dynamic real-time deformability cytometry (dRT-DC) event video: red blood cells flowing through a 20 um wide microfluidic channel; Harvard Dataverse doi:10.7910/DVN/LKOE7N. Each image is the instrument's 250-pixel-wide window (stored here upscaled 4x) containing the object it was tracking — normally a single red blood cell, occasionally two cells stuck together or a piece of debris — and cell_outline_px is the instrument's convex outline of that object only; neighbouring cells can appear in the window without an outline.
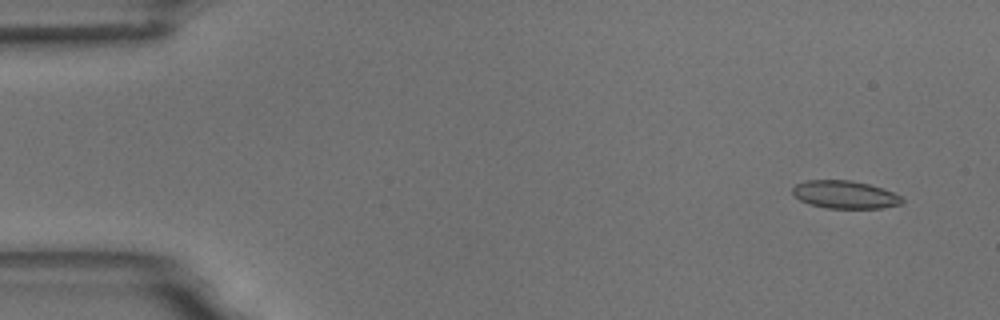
{"species": "common noctule bat (a hibernating species)", "species_latin": "Nyctalus noctula", "temperature_condition": "room temperature", "stored_images_in_passage": 11, "camera_frame_rate_fps": 3000, "um_per_image_px": 0.085, "animal": {"sex": "male", "body_mass_g": 18.8}, "frame": {"image": 1, "passage_image": 2, "time_ms": 1.0, "image_size_px": [1000, 320], "cell_outline_px": [[904, 200], [900, 204], [880, 208], [824, 208], [808, 204], [800, 200], [792, 192], [792, 188], [796, 184], [808, 180], [852, 180], [868, 184], [892, 192], [900, 196]], "centroid_in_image_um": [71.78, 16.54], "position_along_channel_um": 13.2, "area_um2": 17.63}}
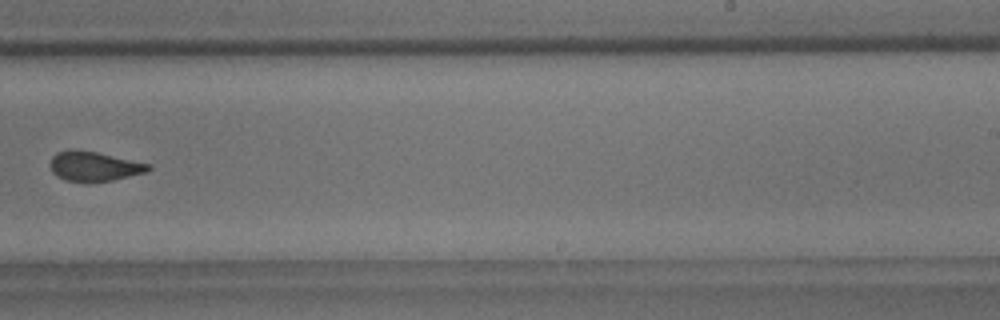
{"frame": {"image": 2, "passage_image": 10, "time_ms": 11.333, "image_size_px": [1000, 320], "cell_outline_px": [[152, 168], [148, 172], [112, 180], [64, 180], [56, 176], [52, 172], [48, 164], [52, 156], [56, 152], [68, 148], [96, 152], [152, 164]], "centroid_in_image_um": [7.98, 14.1], "position_along_channel_um": 281.0, "area_um2": 16.94}}
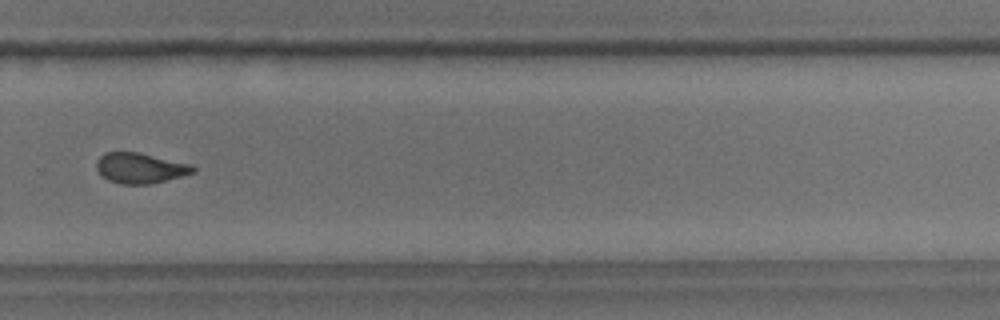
{"frame": {"image": 3, "passage_image": 11, "time_ms": 12.333, "image_size_px": [1000, 320], "cell_outline_px": [[196, 172], [152, 184], [120, 184], [108, 180], [96, 168], [96, 164], [100, 156], [104, 152], [140, 152], [192, 164], [196, 168]], "centroid_in_image_um": [11.95, 14.28], "position_along_channel_um": 317.8, "area_um2": 17.22}}